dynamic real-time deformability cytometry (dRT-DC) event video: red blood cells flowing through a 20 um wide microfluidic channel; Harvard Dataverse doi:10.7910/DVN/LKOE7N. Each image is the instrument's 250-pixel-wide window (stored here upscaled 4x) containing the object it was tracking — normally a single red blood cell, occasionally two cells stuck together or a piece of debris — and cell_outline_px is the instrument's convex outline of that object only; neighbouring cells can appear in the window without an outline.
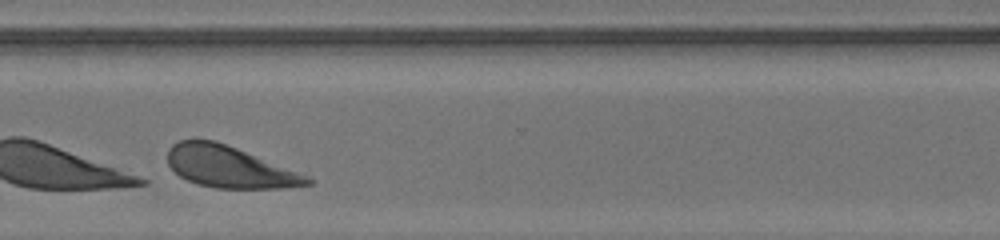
{"species": "human", "species_latin": "Homo sapiens", "temperature_condition": "room temperature", "stored_images_in_passage": 28, "segment_of_instrument_passage": [2, 2], "camera_frame_rate_fps": 3000, "um_per_image_px": 0.085, "donor": {"sex": "male"}, "frame": {"image": 1, "passage_image": 26, "time_ms": 8.333, "image_size_px": [1000, 240], "cell_outline_px": [[316, 180], [312, 184], [280, 188], [216, 188], [196, 184], [180, 176], [168, 164], [168, 148], [172, 144], [180, 140], [216, 140], [308, 176]], "centroid_in_image_um": [19.49, 14.19], "position_along_channel_um": 351.1, "area_um2": 33.47}}